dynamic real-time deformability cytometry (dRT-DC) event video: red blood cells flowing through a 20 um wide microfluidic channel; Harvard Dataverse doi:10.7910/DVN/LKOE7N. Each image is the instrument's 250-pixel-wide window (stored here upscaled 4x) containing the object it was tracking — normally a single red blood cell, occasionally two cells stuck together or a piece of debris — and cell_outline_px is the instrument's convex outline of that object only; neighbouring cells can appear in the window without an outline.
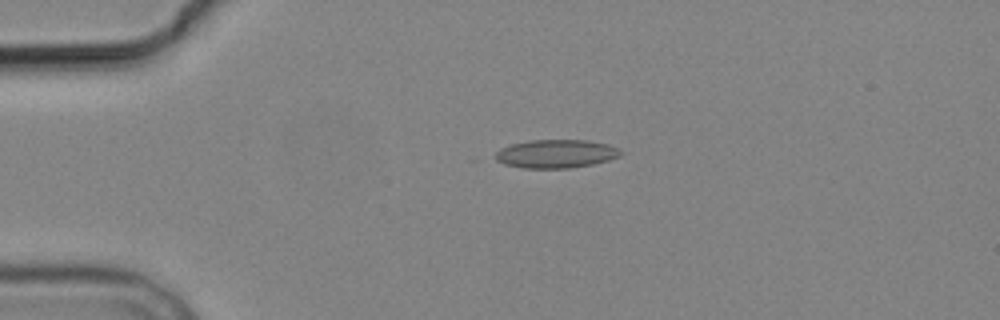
{"species": "common noctule bat (a hibernating species)", "species_latin": "Nyctalus noctula", "temperature_condition": "cold", "stored_images_in_passage": 5, "camera_frame_rate_fps": 3000, "um_per_image_px": 0.085, "animal": {"sex": "male", "body_mass_g": 19.2, "forearm_length_mm": 51.8}, "frame": {"image": 1, "passage_image": 4, "time_ms": 3.667, "image_size_px": [1000, 320], "cell_outline_px": [[624, 152], [620, 156], [608, 160], [592, 164], [572, 168], [524, 168], [504, 164], [496, 160], [496, 152], [500, 148], [512, 144], [528, 140], [588, 140], [608, 144]], "centroid_in_image_um": [47.27, 13.07], "position_along_channel_um": 37.7, "area_um2": 20.75}}